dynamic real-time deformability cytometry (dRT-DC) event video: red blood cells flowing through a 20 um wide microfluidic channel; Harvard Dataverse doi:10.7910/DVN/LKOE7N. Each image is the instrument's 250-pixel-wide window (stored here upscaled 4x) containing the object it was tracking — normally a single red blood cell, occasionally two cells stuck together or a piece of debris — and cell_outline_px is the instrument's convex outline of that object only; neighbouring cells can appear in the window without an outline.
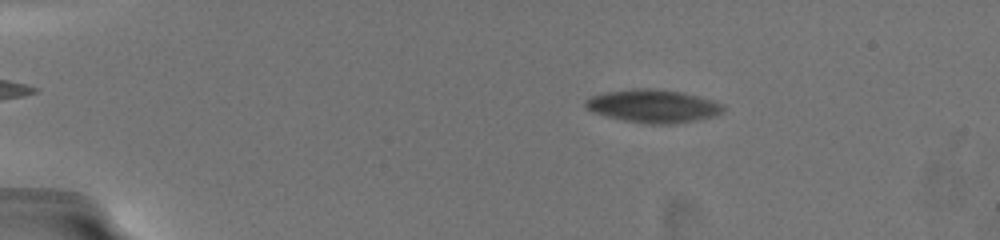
{"species": "common noctule bat (a hibernating species)", "species_latin": "Nyctalus noctula", "temperature_condition": "warm", "stored_images_in_passage": 17, "camera_frame_rate_fps": 3000, "um_per_image_px": 0.085, "animal": {"sex": "female", "body_mass_g": 19.5, "forearm_length_mm": 54.1}, "frame": {"image": 1, "passage_image": 9, "time_ms": 3.333, "image_size_px": [1000, 240], "cell_outline_px": [[724, 112], [712, 116], [672, 124], [648, 124], [624, 120], [592, 112], [584, 104], [584, 100], [592, 96], [608, 92], [636, 88], [648, 88], [680, 92], [712, 100], [720, 104], [724, 108]], "centroid_in_image_um": [55.48, 9.02], "position_along_channel_um": 29.5, "area_um2": 25.95}}
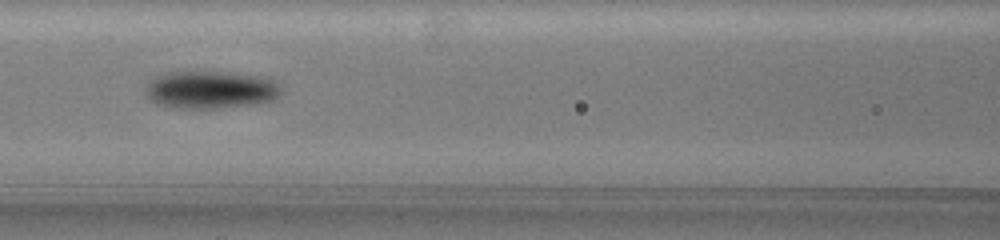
{"frame": {"image": 2, "passage_image": 15, "time_ms": 9.0, "image_size_px": [1000, 240], "cell_outline_px": [[280, 96], [272, 100], [256, 104], [216, 108], [172, 108], [156, 104], [148, 100], [144, 88], [156, 76], [164, 72], [228, 72], [256, 76], [272, 80], [280, 84]], "centroid_in_image_um": [17.85, 7.64], "position_along_channel_um": 148.7, "area_um2": 29.88}}
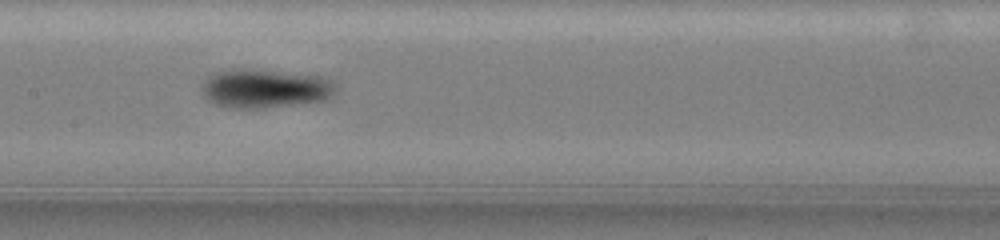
{"frame": {"image": 3, "passage_image": 16, "time_ms": 10.0, "image_size_px": [1000, 240], "cell_outline_px": [[336, 88], [324, 100], [264, 108], [228, 108], [216, 104], [208, 100], [204, 96], [204, 84], [216, 72], [232, 68], [240, 68], [320, 76], [332, 80], [336, 84]], "centroid_in_image_um": [22.52, 7.53], "position_along_channel_um": 184.9, "area_um2": 29.71}}